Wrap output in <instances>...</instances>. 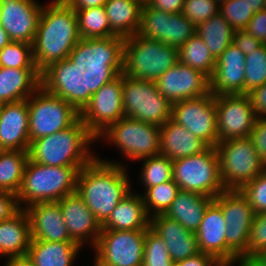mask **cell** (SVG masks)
<instances>
[{
	"label": "cell",
	"instance_id": "1",
	"mask_svg": "<svg viewBox=\"0 0 266 266\" xmlns=\"http://www.w3.org/2000/svg\"><path fill=\"white\" fill-rule=\"evenodd\" d=\"M32 49L35 66L47 80H72L99 59L83 43L76 12L64 0L43 5Z\"/></svg>",
	"mask_w": 266,
	"mask_h": 266
},
{
	"label": "cell",
	"instance_id": "2",
	"mask_svg": "<svg viewBox=\"0 0 266 266\" xmlns=\"http://www.w3.org/2000/svg\"><path fill=\"white\" fill-rule=\"evenodd\" d=\"M72 81L79 95L80 119L95 137L125 117L123 73L109 59L84 67Z\"/></svg>",
	"mask_w": 266,
	"mask_h": 266
},
{
	"label": "cell",
	"instance_id": "3",
	"mask_svg": "<svg viewBox=\"0 0 266 266\" xmlns=\"http://www.w3.org/2000/svg\"><path fill=\"white\" fill-rule=\"evenodd\" d=\"M27 103L30 144L80 119L79 95L72 80H47Z\"/></svg>",
	"mask_w": 266,
	"mask_h": 266
},
{
	"label": "cell",
	"instance_id": "4",
	"mask_svg": "<svg viewBox=\"0 0 266 266\" xmlns=\"http://www.w3.org/2000/svg\"><path fill=\"white\" fill-rule=\"evenodd\" d=\"M126 164L96 157L78 173L76 192L102 225L133 189Z\"/></svg>",
	"mask_w": 266,
	"mask_h": 266
},
{
	"label": "cell",
	"instance_id": "5",
	"mask_svg": "<svg viewBox=\"0 0 266 266\" xmlns=\"http://www.w3.org/2000/svg\"><path fill=\"white\" fill-rule=\"evenodd\" d=\"M108 59L125 76L153 82L179 62L178 48L138 34L122 39Z\"/></svg>",
	"mask_w": 266,
	"mask_h": 266
},
{
	"label": "cell",
	"instance_id": "6",
	"mask_svg": "<svg viewBox=\"0 0 266 266\" xmlns=\"http://www.w3.org/2000/svg\"><path fill=\"white\" fill-rule=\"evenodd\" d=\"M96 137L79 119L74 125L30 144L29 158L48 166L85 167L96 157L91 146ZM93 150V151H92Z\"/></svg>",
	"mask_w": 266,
	"mask_h": 266
},
{
	"label": "cell",
	"instance_id": "7",
	"mask_svg": "<svg viewBox=\"0 0 266 266\" xmlns=\"http://www.w3.org/2000/svg\"><path fill=\"white\" fill-rule=\"evenodd\" d=\"M81 168L83 167L48 166L29 158L16 195L20 209L36 203L58 202L66 195L76 192Z\"/></svg>",
	"mask_w": 266,
	"mask_h": 266
},
{
	"label": "cell",
	"instance_id": "8",
	"mask_svg": "<svg viewBox=\"0 0 266 266\" xmlns=\"http://www.w3.org/2000/svg\"><path fill=\"white\" fill-rule=\"evenodd\" d=\"M215 148L225 190H240L266 169L250 137L218 142Z\"/></svg>",
	"mask_w": 266,
	"mask_h": 266
},
{
	"label": "cell",
	"instance_id": "9",
	"mask_svg": "<svg viewBox=\"0 0 266 266\" xmlns=\"http://www.w3.org/2000/svg\"><path fill=\"white\" fill-rule=\"evenodd\" d=\"M98 140L115 146L126 160L139 161L160 154V127L129 117L109 125L96 137Z\"/></svg>",
	"mask_w": 266,
	"mask_h": 266
},
{
	"label": "cell",
	"instance_id": "10",
	"mask_svg": "<svg viewBox=\"0 0 266 266\" xmlns=\"http://www.w3.org/2000/svg\"><path fill=\"white\" fill-rule=\"evenodd\" d=\"M173 180L180 190L217 197L225 189L216 148L208 147L201 153L173 160Z\"/></svg>",
	"mask_w": 266,
	"mask_h": 266
},
{
	"label": "cell",
	"instance_id": "11",
	"mask_svg": "<svg viewBox=\"0 0 266 266\" xmlns=\"http://www.w3.org/2000/svg\"><path fill=\"white\" fill-rule=\"evenodd\" d=\"M226 221V264L247 258V245L255 211L240 190H224L213 199Z\"/></svg>",
	"mask_w": 266,
	"mask_h": 266
},
{
	"label": "cell",
	"instance_id": "12",
	"mask_svg": "<svg viewBox=\"0 0 266 266\" xmlns=\"http://www.w3.org/2000/svg\"><path fill=\"white\" fill-rule=\"evenodd\" d=\"M125 117L161 127L172 116V103L158 90L155 82L134 79L123 74Z\"/></svg>",
	"mask_w": 266,
	"mask_h": 266
},
{
	"label": "cell",
	"instance_id": "13",
	"mask_svg": "<svg viewBox=\"0 0 266 266\" xmlns=\"http://www.w3.org/2000/svg\"><path fill=\"white\" fill-rule=\"evenodd\" d=\"M146 230H101L94 257L105 266H142Z\"/></svg>",
	"mask_w": 266,
	"mask_h": 266
},
{
	"label": "cell",
	"instance_id": "14",
	"mask_svg": "<svg viewBox=\"0 0 266 266\" xmlns=\"http://www.w3.org/2000/svg\"><path fill=\"white\" fill-rule=\"evenodd\" d=\"M171 119L188 129L209 147L218 143L215 97L210 92L200 97L172 104Z\"/></svg>",
	"mask_w": 266,
	"mask_h": 266
},
{
	"label": "cell",
	"instance_id": "15",
	"mask_svg": "<svg viewBox=\"0 0 266 266\" xmlns=\"http://www.w3.org/2000/svg\"><path fill=\"white\" fill-rule=\"evenodd\" d=\"M195 33L196 27L182 13L170 14L148 4L142 6L138 35L179 49Z\"/></svg>",
	"mask_w": 266,
	"mask_h": 266
},
{
	"label": "cell",
	"instance_id": "16",
	"mask_svg": "<svg viewBox=\"0 0 266 266\" xmlns=\"http://www.w3.org/2000/svg\"><path fill=\"white\" fill-rule=\"evenodd\" d=\"M218 142L250 136L257 116L247 94L216 95Z\"/></svg>",
	"mask_w": 266,
	"mask_h": 266
},
{
	"label": "cell",
	"instance_id": "17",
	"mask_svg": "<svg viewBox=\"0 0 266 266\" xmlns=\"http://www.w3.org/2000/svg\"><path fill=\"white\" fill-rule=\"evenodd\" d=\"M42 9L38 0H0V25L11 42L33 44Z\"/></svg>",
	"mask_w": 266,
	"mask_h": 266
},
{
	"label": "cell",
	"instance_id": "18",
	"mask_svg": "<svg viewBox=\"0 0 266 266\" xmlns=\"http://www.w3.org/2000/svg\"><path fill=\"white\" fill-rule=\"evenodd\" d=\"M83 43L99 58L108 59L121 41L110 29L104 6L76 10Z\"/></svg>",
	"mask_w": 266,
	"mask_h": 266
},
{
	"label": "cell",
	"instance_id": "19",
	"mask_svg": "<svg viewBox=\"0 0 266 266\" xmlns=\"http://www.w3.org/2000/svg\"><path fill=\"white\" fill-rule=\"evenodd\" d=\"M159 92L172 104L210 93V79L202 72L177 62L156 81Z\"/></svg>",
	"mask_w": 266,
	"mask_h": 266
},
{
	"label": "cell",
	"instance_id": "20",
	"mask_svg": "<svg viewBox=\"0 0 266 266\" xmlns=\"http://www.w3.org/2000/svg\"><path fill=\"white\" fill-rule=\"evenodd\" d=\"M71 239L82 248H94L101 233V224L84 200L74 192L58 201ZM87 243V244H86Z\"/></svg>",
	"mask_w": 266,
	"mask_h": 266
},
{
	"label": "cell",
	"instance_id": "21",
	"mask_svg": "<svg viewBox=\"0 0 266 266\" xmlns=\"http://www.w3.org/2000/svg\"><path fill=\"white\" fill-rule=\"evenodd\" d=\"M246 55L231 43L217 58L210 78V92L216 95L244 94Z\"/></svg>",
	"mask_w": 266,
	"mask_h": 266
},
{
	"label": "cell",
	"instance_id": "22",
	"mask_svg": "<svg viewBox=\"0 0 266 266\" xmlns=\"http://www.w3.org/2000/svg\"><path fill=\"white\" fill-rule=\"evenodd\" d=\"M29 108L27 99L3 104L0 121V150L29 151Z\"/></svg>",
	"mask_w": 266,
	"mask_h": 266
},
{
	"label": "cell",
	"instance_id": "23",
	"mask_svg": "<svg viewBox=\"0 0 266 266\" xmlns=\"http://www.w3.org/2000/svg\"><path fill=\"white\" fill-rule=\"evenodd\" d=\"M149 228L163 239L175 264L200 252L196 233L163 214L152 216Z\"/></svg>",
	"mask_w": 266,
	"mask_h": 266
},
{
	"label": "cell",
	"instance_id": "24",
	"mask_svg": "<svg viewBox=\"0 0 266 266\" xmlns=\"http://www.w3.org/2000/svg\"><path fill=\"white\" fill-rule=\"evenodd\" d=\"M24 210L30 221L32 240L73 241L58 202L36 203Z\"/></svg>",
	"mask_w": 266,
	"mask_h": 266
},
{
	"label": "cell",
	"instance_id": "25",
	"mask_svg": "<svg viewBox=\"0 0 266 266\" xmlns=\"http://www.w3.org/2000/svg\"><path fill=\"white\" fill-rule=\"evenodd\" d=\"M226 221L221 207L212 200L195 232L200 252L214 256L226 265Z\"/></svg>",
	"mask_w": 266,
	"mask_h": 266
},
{
	"label": "cell",
	"instance_id": "26",
	"mask_svg": "<svg viewBox=\"0 0 266 266\" xmlns=\"http://www.w3.org/2000/svg\"><path fill=\"white\" fill-rule=\"evenodd\" d=\"M46 81L38 69L0 67V103L28 99Z\"/></svg>",
	"mask_w": 266,
	"mask_h": 266
},
{
	"label": "cell",
	"instance_id": "27",
	"mask_svg": "<svg viewBox=\"0 0 266 266\" xmlns=\"http://www.w3.org/2000/svg\"><path fill=\"white\" fill-rule=\"evenodd\" d=\"M209 146L172 119L160 127V154L173 160L203 152Z\"/></svg>",
	"mask_w": 266,
	"mask_h": 266
},
{
	"label": "cell",
	"instance_id": "28",
	"mask_svg": "<svg viewBox=\"0 0 266 266\" xmlns=\"http://www.w3.org/2000/svg\"><path fill=\"white\" fill-rule=\"evenodd\" d=\"M150 217L146 213L142 195L132 190L114 208L101 225L102 230H147Z\"/></svg>",
	"mask_w": 266,
	"mask_h": 266
},
{
	"label": "cell",
	"instance_id": "29",
	"mask_svg": "<svg viewBox=\"0 0 266 266\" xmlns=\"http://www.w3.org/2000/svg\"><path fill=\"white\" fill-rule=\"evenodd\" d=\"M31 240L30 221L24 209L0 222L1 258L26 256Z\"/></svg>",
	"mask_w": 266,
	"mask_h": 266
},
{
	"label": "cell",
	"instance_id": "30",
	"mask_svg": "<svg viewBox=\"0 0 266 266\" xmlns=\"http://www.w3.org/2000/svg\"><path fill=\"white\" fill-rule=\"evenodd\" d=\"M83 248L74 241L31 240L27 256L35 266H73Z\"/></svg>",
	"mask_w": 266,
	"mask_h": 266
},
{
	"label": "cell",
	"instance_id": "31",
	"mask_svg": "<svg viewBox=\"0 0 266 266\" xmlns=\"http://www.w3.org/2000/svg\"><path fill=\"white\" fill-rule=\"evenodd\" d=\"M213 200L199 193L180 190L170 207L163 214L179 222L185 229L196 232L208 204Z\"/></svg>",
	"mask_w": 266,
	"mask_h": 266
},
{
	"label": "cell",
	"instance_id": "32",
	"mask_svg": "<svg viewBox=\"0 0 266 266\" xmlns=\"http://www.w3.org/2000/svg\"><path fill=\"white\" fill-rule=\"evenodd\" d=\"M111 31L120 39L137 34L142 5L136 0H107L104 5Z\"/></svg>",
	"mask_w": 266,
	"mask_h": 266
},
{
	"label": "cell",
	"instance_id": "33",
	"mask_svg": "<svg viewBox=\"0 0 266 266\" xmlns=\"http://www.w3.org/2000/svg\"><path fill=\"white\" fill-rule=\"evenodd\" d=\"M196 34L210 49L212 56L217 58L233 43L234 29L218 13L206 22L196 26Z\"/></svg>",
	"mask_w": 266,
	"mask_h": 266
},
{
	"label": "cell",
	"instance_id": "34",
	"mask_svg": "<svg viewBox=\"0 0 266 266\" xmlns=\"http://www.w3.org/2000/svg\"><path fill=\"white\" fill-rule=\"evenodd\" d=\"M28 159V151L0 150V191L17 195Z\"/></svg>",
	"mask_w": 266,
	"mask_h": 266
},
{
	"label": "cell",
	"instance_id": "35",
	"mask_svg": "<svg viewBox=\"0 0 266 266\" xmlns=\"http://www.w3.org/2000/svg\"><path fill=\"white\" fill-rule=\"evenodd\" d=\"M178 56L179 62L202 72L209 79L213 75L216 59L196 33L178 49Z\"/></svg>",
	"mask_w": 266,
	"mask_h": 266
},
{
	"label": "cell",
	"instance_id": "36",
	"mask_svg": "<svg viewBox=\"0 0 266 266\" xmlns=\"http://www.w3.org/2000/svg\"><path fill=\"white\" fill-rule=\"evenodd\" d=\"M139 161H143L138 178L144 191L173 179V161L165 155L156 154Z\"/></svg>",
	"mask_w": 266,
	"mask_h": 266
},
{
	"label": "cell",
	"instance_id": "37",
	"mask_svg": "<svg viewBox=\"0 0 266 266\" xmlns=\"http://www.w3.org/2000/svg\"><path fill=\"white\" fill-rule=\"evenodd\" d=\"M180 191L174 180L167 181L154 187L147 188L142 195L146 213L151 218L164 214Z\"/></svg>",
	"mask_w": 266,
	"mask_h": 266
},
{
	"label": "cell",
	"instance_id": "38",
	"mask_svg": "<svg viewBox=\"0 0 266 266\" xmlns=\"http://www.w3.org/2000/svg\"><path fill=\"white\" fill-rule=\"evenodd\" d=\"M266 83V44H262L245 58L244 94Z\"/></svg>",
	"mask_w": 266,
	"mask_h": 266
},
{
	"label": "cell",
	"instance_id": "39",
	"mask_svg": "<svg viewBox=\"0 0 266 266\" xmlns=\"http://www.w3.org/2000/svg\"><path fill=\"white\" fill-rule=\"evenodd\" d=\"M0 67L18 69H37L32 45L23 42H10L0 50Z\"/></svg>",
	"mask_w": 266,
	"mask_h": 266
},
{
	"label": "cell",
	"instance_id": "40",
	"mask_svg": "<svg viewBox=\"0 0 266 266\" xmlns=\"http://www.w3.org/2000/svg\"><path fill=\"white\" fill-rule=\"evenodd\" d=\"M167 245L161 237L150 228L145 232V243L142 266H174Z\"/></svg>",
	"mask_w": 266,
	"mask_h": 266
},
{
	"label": "cell",
	"instance_id": "41",
	"mask_svg": "<svg viewBox=\"0 0 266 266\" xmlns=\"http://www.w3.org/2000/svg\"><path fill=\"white\" fill-rule=\"evenodd\" d=\"M219 13L234 30L245 29L255 14L243 0L225 1L220 5Z\"/></svg>",
	"mask_w": 266,
	"mask_h": 266
},
{
	"label": "cell",
	"instance_id": "42",
	"mask_svg": "<svg viewBox=\"0 0 266 266\" xmlns=\"http://www.w3.org/2000/svg\"><path fill=\"white\" fill-rule=\"evenodd\" d=\"M219 9L213 0H185L181 13L196 27L218 14Z\"/></svg>",
	"mask_w": 266,
	"mask_h": 266
},
{
	"label": "cell",
	"instance_id": "43",
	"mask_svg": "<svg viewBox=\"0 0 266 266\" xmlns=\"http://www.w3.org/2000/svg\"><path fill=\"white\" fill-rule=\"evenodd\" d=\"M240 192L246 197L255 213L266 212V169L245 184Z\"/></svg>",
	"mask_w": 266,
	"mask_h": 266
},
{
	"label": "cell",
	"instance_id": "44",
	"mask_svg": "<svg viewBox=\"0 0 266 266\" xmlns=\"http://www.w3.org/2000/svg\"><path fill=\"white\" fill-rule=\"evenodd\" d=\"M264 250H266V212L255 214L247 245V258H256Z\"/></svg>",
	"mask_w": 266,
	"mask_h": 266
},
{
	"label": "cell",
	"instance_id": "45",
	"mask_svg": "<svg viewBox=\"0 0 266 266\" xmlns=\"http://www.w3.org/2000/svg\"><path fill=\"white\" fill-rule=\"evenodd\" d=\"M249 137L257 154L266 165V116L256 118Z\"/></svg>",
	"mask_w": 266,
	"mask_h": 266
},
{
	"label": "cell",
	"instance_id": "46",
	"mask_svg": "<svg viewBox=\"0 0 266 266\" xmlns=\"http://www.w3.org/2000/svg\"><path fill=\"white\" fill-rule=\"evenodd\" d=\"M233 43L245 55L253 52L256 48H259L263 44L261 41L251 36L246 29L234 30Z\"/></svg>",
	"mask_w": 266,
	"mask_h": 266
},
{
	"label": "cell",
	"instance_id": "47",
	"mask_svg": "<svg viewBox=\"0 0 266 266\" xmlns=\"http://www.w3.org/2000/svg\"><path fill=\"white\" fill-rule=\"evenodd\" d=\"M245 29L251 36L266 44V10L255 13Z\"/></svg>",
	"mask_w": 266,
	"mask_h": 266
},
{
	"label": "cell",
	"instance_id": "48",
	"mask_svg": "<svg viewBox=\"0 0 266 266\" xmlns=\"http://www.w3.org/2000/svg\"><path fill=\"white\" fill-rule=\"evenodd\" d=\"M19 210L17 196L13 193L0 191V222L10 219Z\"/></svg>",
	"mask_w": 266,
	"mask_h": 266
},
{
	"label": "cell",
	"instance_id": "49",
	"mask_svg": "<svg viewBox=\"0 0 266 266\" xmlns=\"http://www.w3.org/2000/svg\"><path fill=\"white\" fill-rule=\"evenodd\" d=\"M257 117L266 116V83L247 94Z\"/></svg>",
	"mask_w": 266,
	"mask_h": 266
},
{
	"label": "cell",
	"instance_id": "50",
	"mask_svg": "<svg viewBox=\"0 0 266 266\" xmlns=\"http://www.w3.org/2000/svg\"><path fill=\"white\" fill-rule=\"evenodd\" d=\"M177 266H224L214 256L199 252L176 264Z\"/></svg>",
	"mask_w": 266,
	"mask_h": 266
},
{
	"label": "cell",
	"instance_id": "51",
	"mask_svg": "<svg viewBox=\"0 0 266 266\" xmlns=\"http://www.w3.org/2000/svg\"><path fill=\"white\" fill-rule=\"evenodd\" d=\"M184 2L185 0H151L148 5L163 12L177 14L181 13Z\"/></svg>",
	"mask_w": 266,
	"mask_h": 266
},
{
	"label": "cell",
	"instance_id": "52",
	"mask_svg": "<svg viewBox=\"0 0 266 266\" xmlns=\"http://www.w3.org/2000/svg\"><path fill=\"white\" fill-rule=\"evenodd\" d=\"M74 11L104 6L107 0H64Z\"/></svg>",
	"mask_w": 266,
	"mask_h": 266
},
{
	"label": "cell",
	"instance_id": "53",
	"mask_svg": "<svg viewBox=\"0 0 266 266\" xmlns=\"http://www.w3.org/2000/svg\"><path fill=\"white\" fill-rule=\"evenodd\" d=\"M3 266H35L33 262L26 256L13 257L5 260Z\"/></svg>",
	"mask_w": 266,
	"mask_h": 266
},
{
	"label": "cell",
	"instance_id": "54",
	"mask_svg": "<svg viewBox=\"0 0 266 266\" xmlns=\"http://www.w3.org/2000/svg\"><path fill=\"white\" fill-rule=\"evenodd\" d=\"M224 266H262L256 258H244L238 257L233 262L228 263Z\"/></svg>",
	"mask_w": 266,
	"mask_h": 266
},
{
	"label": "cell",
	"instance_id": "55",
	"mask_svg": "<svg viewBox=\"0 0 266 266\" xmlns=\"http://www.w3.org/2000/svg\"><path fill=\"white\" fill-rule=\"evenodd\" d=\"M254 13L265 9V0H243Z\"/></svg>",
	"mask_w": 266,
	"mask_h": 266
},
{
	"label": "cell",
	"instance_id": "56",
	"mask_svg": "<svg viewBox=\"0 0 266 266\" xmlns=\"http://www.w3.org/2000/svg\"><path fill=\"white\" fill-rule=\"evenodd\" d=\"M10 38L7 32L0 25V50L10 43Z\"/></svg>",
	"mask_w": 266,
	"mask_h": 266
},
{
	"label": "cell",
	"instance_id": "57",
	"mask_svg": "<svg viewBox=\"0 0 266 266\" xmlns=\"http://www.w3.org/2000/svg\"><path fill=\"white\" fill-rule=\"evenodd\" d=\"M256 260L262 265L266 266V250L256 257Z\"/></svg>",
	"mask_w": 266,
	"mask_h": 266
},
{
	"label": "cell",
	"instance_id": "58",
	"mask_svg": "<svg viewBox=\"0 0 266 266\" xmlns=\"http://www.w3.org/2000/svg\"><path fill=\"white\" fill-rule=\"evenodd\" d=\"M94 259H93V261H94V263H93V266H105L104 264H101L95 257H93Z\"/></svg>",
	"mask_w": 266,
	"mask_h": 266
},
{
	"label": "cell",
	"instance_id": "59",
	"mask_svg": "<svg viewBox=\"0 0 266 266\" xmlns=\"http://www.w3.org/2000/svg\"><path fill=\"white\" fill-rule=\"evenodd\" d=\"M136 1L143 6V5H147L151 0H136Z\"/></svg>",
	"mask_w": 266,
	"mask_h": 266
},
{
	"label": "cell",
	"instance_id": "60",
	"mask_svg": "<svg viewBox=\"0 0 266 266\" xmlns=\"http://www.w3.org/2000/svg\"><path fill=\"white\" fill-rule=\"evenodd\" d=\"M2 115H3V104L0 103V121L2 119Z\"/></svg>",
	"mask_w": 266,
	"mask_h": 266
},
{
	"label": "cell",
	"instance_id": "61",
	"mask_svg": "<svg viewBox=\"0 0 266 266\" xmlns=\"http://www.w3.org/2000/svg\"><path fill=\"white\" fill-rule=\"evenodd\" d=\"M213 1L216 2L220 6L222 3L228 0H213Z\"/></svg>",
	"mask_w": 266,
	"mask_h": 266
}]
</instances>
